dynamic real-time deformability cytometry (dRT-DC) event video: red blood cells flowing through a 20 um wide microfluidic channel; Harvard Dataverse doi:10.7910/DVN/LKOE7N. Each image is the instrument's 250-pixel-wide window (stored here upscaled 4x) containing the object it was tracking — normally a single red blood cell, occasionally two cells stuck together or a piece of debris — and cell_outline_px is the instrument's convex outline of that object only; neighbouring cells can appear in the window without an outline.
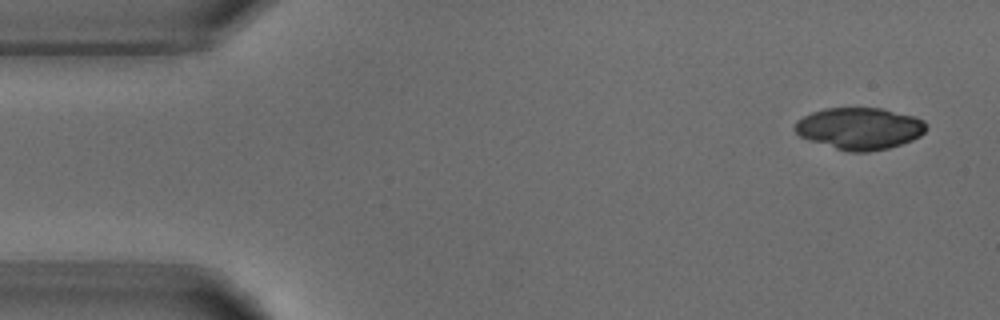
{"species": "common noctule bat (a hibernating species)", "species_latin": "Nyctalus noctula", "temperature_condition": "warm", "stored_images_in_passage": 4, "camera_frame_rate_fps": 3000, "um_per_image_px": 0.085, "animal": {"sex": "male", "body_mass_g": 18.8}, "frame": {"image": 1, "passage_image": 1, "time_ms": 0.0, "image_size_px": [1000, 320], "cell_outline_px": [[928, 128], [920, 136], [912, 140], [888, 148], [868, 152], [848, 152], [808, 140], [800, 136], [792, 128], [796, 120], [812, 112], [824, 108], [880, 108], [912, 116], [924, 120], [928, 124]], "centroid_in_image_um": [73.04, 10.92], "position_along_channel_um": 12.0, "area_um2": 32.14}}